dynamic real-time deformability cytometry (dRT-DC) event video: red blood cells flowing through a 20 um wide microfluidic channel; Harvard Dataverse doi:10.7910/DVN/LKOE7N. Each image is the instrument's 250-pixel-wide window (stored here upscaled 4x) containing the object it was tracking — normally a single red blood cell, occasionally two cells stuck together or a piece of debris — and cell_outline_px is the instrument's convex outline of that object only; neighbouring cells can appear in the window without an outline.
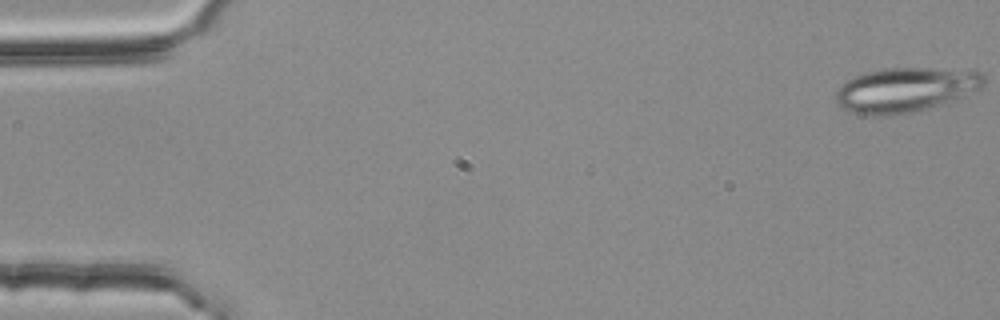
{"species": "common noctule bat (a hibernating species)", "species_latin": "Nyctalus noctula", "temperature_condition": "room temperature", "stored_images_in_passage": 4, "camera_frame_rate_fps": 3000, "um_per_image_px": 0.085, "animal": {"sex": "female", "body_mass_g": 25.1}, "frame": {"image": 1, "passage_image": 1, "time_ms": 0.0, "image_size_px": [1000, 320], "cell_outline_px": [[984, 84], [980, 88], [952, 100], [916, 112], [888, 116], [876, 116], [852, 112], [836, 104], [836, 92], [848, 80], [864, 72], [880, 68], [928, 68], [980, 72], [984, 76]], "centroid_in_image_um": [76.92, 7.64], "position_along_channel_um": 8.1, "area_um2": 38.09}}